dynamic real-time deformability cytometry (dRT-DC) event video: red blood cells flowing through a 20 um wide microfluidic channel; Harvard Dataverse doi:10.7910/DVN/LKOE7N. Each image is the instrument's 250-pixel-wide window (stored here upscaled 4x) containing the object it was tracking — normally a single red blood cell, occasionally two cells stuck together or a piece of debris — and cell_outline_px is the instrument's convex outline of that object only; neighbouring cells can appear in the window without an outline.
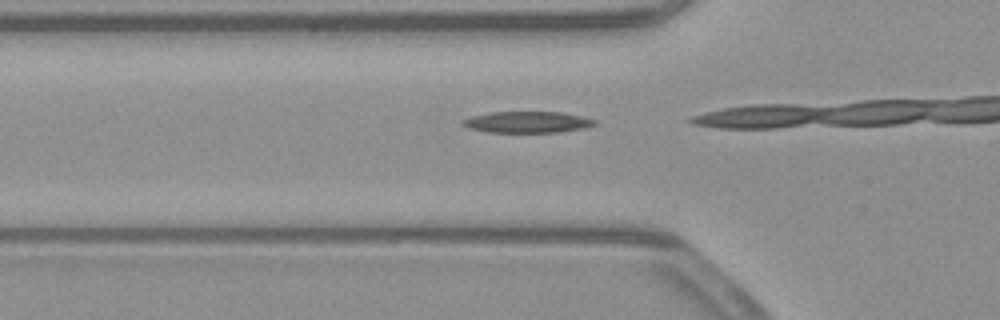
{"species": "common noctule bat (a hibernating species)", "species_latin": "Nyctalus noctula", "temperature_condition": "warm", "stored_images_in_passage": 3, "camera_frame_rate_fps": 3000, "um_per_image_px": 0.085, "animal": {"sex": "male", "body_mass_g": 23.1, "forearm_length_mm": 52.7}, "frame": {"image": 1, "passage_image": 2, "time_ms": 0.333, "image_size_px": [1000, 320], "cell_outline_px": [[596, 124], [584, 128], [560, 132], [488, 132], [468, 128], [460, 124], [464, 120], [472, 116], [492, 112], [560, 112], [580, 116], [596, 120]], "centroid_in_image_um": [44.81, 10.38], "position_along_channel_um": 81.0, "area_um2": 16.24}}